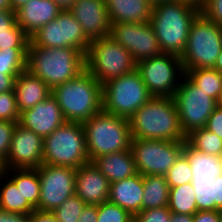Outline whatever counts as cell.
Returning <instances> with one entry per match:
<instances>
[{
  "label": "cell",
  "instance_id": "obj_1",
  "mask_svg": "<svg viewBox=\"0 0 222 222\" xmlns=\"http://www.w3.org/2000/svg\"><path fill=\"white\" fill-rule=\"evenodd\" d=\"M132 139L186 142L173 97L153 96L130 118Z\"/></svg>",
  "mask_w": 222,
  "mask_h": 222
},
{
  "label": "cell",
  "instance_id": "obj_2",
  "mask_svg": "<svg viewBox=\"0 0 222 222\" xmlns=\"http://www.w3.org/2000/svg\"><path fill=\"white\" fill-rule=\"evenodd\" d=\"M201 9L185 1L153 5L150 24L162 53L183 54L192 22Z\"/></svg>",
  "mask_w": 222,
  "mask_h": 222
},
{
  "label": "cell",
  "instance_id": "obj_3",
  "mask_svg": "<svg viewBox=\"0 0 222 222\" xmlns=\"http://www.w3.org/2000/svg\"><path fill=\"white\" fill-rule=\"evenodd\" d=\"M26 69L53 89L77 77L86 69L85 54L68 47L45 48L29 45Z\"/></svg>",
  "mask_w": 222,
  "mask_h": 222
},
{
  "label": "cell",
  "instance_id": "obj_4",
  "mask_svg": "<svg viewBox=\"0 0 222 222\" xmlns=\"http://www.w3.org/2000/svg\"><path fill=\"white\" fill-rule=\"evenodd\" d=\"M52 95L67 122L83 124L102 111V85L87 69L77 77L54 87Z\"/></svg>",
  "mask_w": 222,
  "mask_h": 222
},
{
  "label": "cell",
  "instance_id": "obj_5",
  "mask_svg": "<svg viewBox=\"0 0 222 222\" xmlns=\"http://www.w3.org/2000/svg\"><path fill=\"white\" fill-rule=\"evenodd\" d=\"M83 127L90 162L104 154L130 149L132 138L129 119L102 110L86 120Z\"/></svg>",
  "mask_w": 222,
  "mask_h": 222
},
{
  "label": "cell",
  "instance_id": "obj_6",
  "mask_svg": "<svg viewBox=\"0 0 222 222\" xmlns=\"http://www.w3.org/2000/svg\"><path fill=\"white\" fill-rule=\"evenodd\" d=\"M222 50V28L200 12L191 24L180 59L183 70L213 68Z\"/></svg>",
  "mask_w": 222,
  "mask_h": 222
},
{
  "label": "cell",
  "instance_id": "obj_7",
  "mask_svg": "<svg viewBox=\"0 0 222 222\" xmlns=\"http://www.w3.org/2000/svg\"><path fill=\"white\" fill-rule=\"evenodd\" d=\"M43 164L74 169L90 162L83 124L65 122L43 139Z\"/></svg>",
  "mask_w": 222,
  "mask_h": 222
},
{
  "label": "cell",
  "instance_id": "obj_8",
  "mask_svg": "<svg viewBox=\"0 0 222 222\" xmlns=\"http://www.w3.org/2000/svg\"><path fill=\"white\" fill-rule=\"evenodd\" d=\"M86 69L101 84L136 70L137 63L111 36L92 40L85 55Z\"/></svg>",
  "mask_w": 222,
  "mask_h": 222
},
{
  "label": "cell",
  "instance_id": "obj_9",
  "mask_svg": "<svg viewBox=\"0 0 222 222\" xmlns=\"http://www.w3.org/2000/svg\"><path fill=\"white\" fill-rule=\"evenodd\" d=\"M102 110L129 119L153 96L143 82L140 73H131L112 79L102 85Z\"/></svg>",
  "mask_w": 222,
  "mask_h": 222
},
{
  "label": "cell",
  "instance_id": "obj_10",
  "mask_svg": "<svg viewBox=\"0 0 222 222\" xmlns=\"http://www.w3.org/2000/svg\"><path fill=\"white\" fill-rule=\"evenodd\" d=\"M173 99L179 113L180 125L185 136L204 128L219 102L200 90L185 74Z\"/></svg>",
  "mask_w": 222,
  "mask_h": 222
},
{
  "label": "cell",
  "instance_id": "obj_11",
  "mask_svg": "<svg viewBox=\"0 0 222 222\" xmlns=\"http://www.w3.org/2000/svg\"><path fill=\"white\" fill-rule=\"evenodd\" d=\"M186 142L131 139L130 150L142 176L165 175L182 153Z\"/></svg>",
  "mask_w": 222,
  "mask_h": 222
},
{
  "label": "cell",
  "instance_id": "obj_12",
  "mask_svg": "<svg viewBox=\"0 0 222 222\" xmlns=\"http://www.w3.org/2000/svg\"><path fill=\"white\" fill-rule=\"evenodd\" d=\"M136 70L150 94L156 97H173L180 83L178 81L185 74L180 56L171 53H161L140 61Z\"/></svg>",
  "mask_w": 222,
  "mask_h": 222
},
{
  "label": "cell",
  "instance_id": "obj_13",
  "mask_svg": "<svg viewBox=\"0 0 222 222\" xmlns=\"http://www.w3.org/2000/svg\"><path fill=\"white\" fill-rule=\"evenodd\" d=\"M90 42L82 26L69 10H63L56 19L44 25L30 37L29 45L45 48H74L86 55Z\"/></svg>",
  "mask_w": 222,
  "mask_h": 222
},
{
  "label": "cell",
  "instance_id": "obj_14",
  "mask_svg": "<svg viewBox=\"0 0 222 222\" xmlns=\"http://www.w3.org/2000/svg\"><path fill=\"white\" fill-rule=\"evenodd\" d=\"M38 170L40 201L36 210L52 212L75 194L76 169L42 164Z\"/></svg>",
  "mask_w": 222,
  "mask_h": 222
},
{
  "label": "cell",
  "instance_id": "obj_15",
  "mask_svg": "<svg viewBox=\"0 0 222 222\" xmlns=\"http://www.w3.org/2000/svg\"><path fill=\"white\" fill-rule=\"evenodd\" d=\"M110 36L130 52L136 63L162 53L149 22L112 24Z\"/></svg>",
  "mask_w": 222,
  "mask_h": 222
},
{
  "label": "cell",
  "instance_id": "obj_16",
  "mask_svg": "<svg viewBox=\"0 0 222 222\" xmlns=\"http://www.w3.org/2000/svg\"><path fill=\"white\" fill-rule=\"evenodd\" d=\"M43 139L17 123L5 165L7 169H36L43 164Z\"/></svg>",
  "mask_w": 222,
  "mask_h": 222
},
{
  "label": "cell",
  "instance_id": "obj_17",
  "mask_svg": "<svg viewBox=\"0 0 222 222\" xmlns=\"http://www.w3.org/2000/svg\"><path fill=\"white\" fill-rule=\"evenodd\" d=\"M69 12L90 41L110 36L112 24L105 0H76Z\"/></svg>",
  "mask_w": 222,
  "mask_h": 222
},
{
  "label": "cell",
  "instance_id": "obj_18",
  "mask_svg": "<svg viewBox=\"0 0 222 222\" xmlns=\"http://www.w3.org/2000/svg\"><path fill=\"white\" fill-rule=\"evenodd\" d=\"M65 122L59 104L51 94L33 108L21 112L18 124L44 139Z\"/></svg>",
  "mask_w": 222,
  "mask_h": 222
},
{
  "label": "cell",
  "instance_id": "obj_19",
  "mask_svg": "<svg viewBox=\"0 0 222 222\" xmlns=\"http://www.w3.org/2000/svg\"><path fill=\"white\" fill-rule=\"evenodd\" d=\"M109 192V180L92 162L76 169L75 194L86 204L100 205L108 201Z\"/></svg>",
  "mask_w": 222,
  "mask_h": 222
},
{
  "label": "cell",
  "instance_id": "obj_20",
  "mask_svg": "<svg viewBox=\"0 0 222 222\" xmlns=\"http://www.w3.org/2000/svg\"><path fill=\"white\" fill-rule=\"evenodd\" d=\"M63 10L52 0H30L16 12L17 24L31 37Z\"/></svg>",
  "mask_w": 222,
  "mask_h": 222
},
{
  "label": "cell",
  "instance_id": "obj_21",
  "mask_svg": "<svg viewBox=\"0 0 222 222\" xmlns=\"http://www.w3.org/2000/svg\"><path fill=\"white\" fill-rule=\"evenodd\" d=\"M143 193V176L137 173L126 179L110 183L108 201L134 216L142 210Z\"/></svg>",
  "mask_w": 222,
  "mask_h": 222
},
{
  "label": "cell",
  "instance_id": "obj_22",
  "mask_svg": "<svg viewBox=\"0 0 222 222\" xmlns=\"http://www.w3.org/2000/svg\"><path fill=\"white\" fill-rule=\"evenodd\" d=\"M17 108L24 112L52 94V89L39 77L25 69L16 78L14 87Z\"/></svg>",
  "mask_w": 222,
  "mask_h": 222
},
{
  "label": "cell",
  "instance_id": "obj_23",
  "mask_svg": "<svg viewBox=\"0 0 222 222\" xmlns=\"http://www.w3.org/2000/svg\"><path fill=\"white\" fill-rule=\"evenodd\" d=\"M111 24L150 22V0H105Z\"/></svg>",
  "mask_w": 222,
  "mask_h": 222
},
{
  "label": "cell",
  "instance_id": "obj_24",
  "mask_svg": "<svg viewBox=\"0 0 222 222\" xmlns=\"http://www.w3.org/2000/svg\"><path fill=\"white\" fill-rule=\"evenodd\" d=\"M92 163L105 175L110 183L126 179L138 173L130 149L104 154L95 158Z\"/></svg>",
  "mask_w": 222,
  "mask_h": 222
},
{
  "label": "cell",
  "instance_id": "obj_25",
  "mask_svg": "<svg viewBox=\"0 0 222 222\" xmlns=\"http://www.w3.org/2000/svg\"><path fill=\"white\" fill-rule=\"evenodd\" d=\"M182 153L187 157L193 173L192 181L212 182L222 174V157L207 155L190 148L186 143Z\"/></svg>",
  "mask_w": 222,
  "mask_h": 222
},
{
  "label": "cell",
  "instance_id": "obj_26",
  "mask_svg": "<svg viewBox=\"0 0 222 222\" xmlns=\"http://www.w3.org/2000/svg\"><path fill=\"white\" fill-rule=\"evenodd\" d=\"M142 210L168 206L170 187L164 175L143 176Z\"/></svg>",
  "mask_w": 222,
  "mask_h": 222
},
{
  "label": "cell",
  "instance_id": "obj_27",
  "mask_svg": "<svg viewBox=\"0 0 222 222\" xmlns=\"http://www.w3.org/2000/svg\"><path fill=\"white\" fill-rule=\"evenodd\" d=\"M9 169L6 170V175L3 179H6L0 188V208L11 212L25 216H29L35 208L23 198L20 189H17L15 183L8 177L10 176ZM7 176V178H5Z\"/></svg>",
  "mask_w": 222,
  "mask_h": 222
},
{
  "label": "cell",
  "instance_id": "obj_28",
  "mask_svg": "<svg viewBox=\"0 0 222 222\" xmlns=\"http://www.w3.org/2000/svg\"><path fill=\"white\" fill-rule=\"evenodd\" d=\"M11 180L15 183L17 189L35 209L39 205L40 201V180L37 169L29 168H14L9 169ZM13 177V178H12Z\"/></svg>",
  "mask_w": 222,
  "mask_h": 222
},
{
  "label": "cell",
  "instance_id": "obj_29",
  "mask_svg": "<svg viewBox=\"0 0 222 222\" xmlns=\"http://www.w3.org/2000/svg\"><path fill=\"white\" fill-rule=\"evenodd\" d=\"M185 75L200 90L219 102L222 96V74L214 68L184 70Z\"/></svg>",
  "mask_w": 222,
  "mask_h": 222
},
{
  "label": "cell",
  "instance_id": "obj_30",
  "mask_svg": "<svg viewBox=\"0 0 222 222\" xmlns=\"http://www.w3.org/2000/svg\"><path fill=\"white\" fill-rule=\"evenodd\" d=\"M186 144L198 152L222 157V139L205 127L188 134Z\"/></svg>",
  "mask_w": 222,
  "mask_h": 222
},
{
  "label": "cell",
  "instance_id": "obj_31",
  "mask_svg": "<svg viewBox=\"0 0 222 222\" xmlns=\"http://www.w3.org/2000/svg\"><path fill=\"white\" fill-rule=\"evenodd\" d=\"M169 210L173 213L194 215L198 210L192 183L170 188Z\"/></svg>",
  "mask_w": 222,
  "mask_h": 222
},
{
  "label": "cell",
  "instance_id": "obj_32",
  "mask_svg": "<svg viewBox=\"0 0 222 222\" xmlns=\"http://www.w3.org/2000/svg\"><path fill=\"white\" fill-rule=\"evenodd\" d=\"M28 49H0V72L19 76L27 68Z\"/></svg>",
  "mask_w": 222,
  "mask_h": 222
},
{
  "label": "cell",
  "instance_id": "obj_33",
  "mask_svg": "<svg viewBox=\"0 0 222 222\" xmlns=\"http://www.w3.org/2000/svg\"><path fill=\"white\" fill-rule=\"evenodd\" d=\"M164 176L170 188L191 183L193 173L187 157L181 153Z\"/></svg>",
  "mask_w": 222,
  "mask_h": 222
},
{
  "label": "cell",
  "instance_id": "obj_34",
  "mask_svg": "<svg viewBox=\"0 0 222 222\" xmlns=\"http://www.w3.org/2000/svg\"><path fill=\"white\" fill-rule=\"evenodd\" d=\"M86 203L76 194L69 197L52 213L58 222H78Z\"/></svg>",
  "mask_w": 222,
  "mask_h": 222
},
{
  "label": "cell",
  "instance_id": "obj_35",
  "mask_svg": "<svg viewBox=\"0 0 222 222\" xmlns=\"http://www.w3.org/2000/svg\"><path fill=\"white\" fill-rule=\"evenodd\" d=\"M30 37L16 24L11 30H0V49H28Z\"/></svg>",
  "mask_w": 222,
  "mask_h": 222
},
{
  "label": "cell",
  "instance_id": "obj_36",
  "mask_svg": "<svg viewBox=\"0 0 222 222\" xmlns=\"http://www.w3.org/2000/svg\"><path fill=\"white\" fill-rule=\"evenodd\" d=\"M97 222H133V216L120 206L103 202L98 205Z\"/></svg>",
  "mask_w": 222,
  "mask_h": 222
},
{
  "label": "cell",
  "instance_id": "obj_37",
  "mask_svg": "<svg viewBox=\"0 0 222 222\" xmlns=\"http://www.w3.org/2000/svg\"><path fill=\"white\" fill-rule=\"evenodd\" d=\"M196 194V206L198 211H214L212 182L192 181Z\"/></svg>",
  "mask_w": 222,
  "mask_h": 222
},
{
  "label": "cell",
  "instance_id": "obj_38",
  "mask_svg": "<svg viewBox=\"0 0 222 222\" xmlns=\"http://www.w3.org/2000/svg\"><path fill=\"white\" fill-rule=\"evenodd\" d=\"M19 117L14 91L0 93V121L18 122Z\"/></svg>",
  "mask_w": 222,
  "mask_h": 222
},
{
  "label": "cell",
  "instance_id": "obj_39",
  "mask_svg": "<svg viewBox=\"0 0 222 222\" xmlns=\"http://www.w3.org/2000/svg\"><path fill=\"white\" fill-rule=\"evenodd\" d=\"M171 213L168 206L145 209L133 216V222H170Z\"/></svg>",
  "mask_w": 222,
  "mask_h": 222
},
{
  "label": "cell",
  "instance_id": "obj_40",
  "mask_svg": "<svg viewBox=\"0 0 222 222\" xmlns=\"http://www.w3.org/2000/svg\"><path fill=\"white\" fill-rule=\"evenodd\" d=\"M18 122L0 121V158L6 161L13 133Z\"/></svg>",
  "mask_w": 222,
  "mask_h": 222
},
{
  "label": "cell",
  "instance_id": "obj_41",
  "mask_svg": "<svg viewBox=\"0 0 222 222\" xmlns=\"http://www.w3.org/2000/svg\"><path fill=\"white\" fill-rule=\"evenodd\" d=\"M201 12L222 28V0H206Z\"/></svg>",
  "mask_w": 222,
  "mask_h": 222
},
{
  "label": "cell",
  "instance_id": "obj_42",
  "mask_svg": "<svg viewBox=\"0 0 222 222\" xmlns=\"http://www.w3.org/2000/svg\"><path fill=\"white\" fill-rule=\"evenodd\" d=\"M205 128L222 139V105L218 104L216 109L212 112Z\"/></svg>",
  "mask_w": 222,
  "mask_h": 222
},
{
  "label": "cell",
  "instance_id": "obj_43",
  "mask_svg": "<svg viewBox=\"0 0 222 222\" xmlns=\"http://www.w3.org/2000/svg\"><path fill=\"white\" fill-rule=\"evenodd\" d=\"M214 211L222 210V174L212 180Z\"/></svg>",
  "mask_w": 222,
  "mask_h": 222
},
{
  "label": "cell",
  "instance_id": "obj_44",
  "mask_svg": "<svg viewBox=\"0 0 222 222\" xmlns=\"http://www.w3.org/2000/svg\"><path fill=\"white\" fill-rule=\"evenodd\" d=\"M193 222H222L221 211H197Z\"/></svg>",
  "mask_w": 222,
  "mask_h": 222
},
{
  "label": "cell",
  "instance_id": "obj_45",
  "mask_svg": "<svg viewBox=\"0 0 222 222\" xmlns=\"http://www.w3.org/2000/svg\"><path fill=\"white\" fill-rule=\"evenodd\" d=\"M16 24V13L0 9V30H11Z\"/></svg>",
  "mask_w": 222,
  "mask_h": 222
},
{
  "label": "cell",
  "instance_id": "obj_46",
  "mask_svg": "<svg viewBox=\"0 0 222 222\" xmlns=\"http://www.w3.org/2000/svg\"><path fill=\"white\" fill-rule=\"evenodd\" d=\"M98 216V205H89L86 204L78 222H97Z\"/></svg>",
  "mask_w": 222,
  "mask_h": 222
},
{
  "label": "cell",
  "instance_id": "obj_47",
  "mask_svg": "<svg viewBox=\"0 0 222 222\" xmlns=\"http://www.w3.org/2000/svg\"><path fill=\"white\" fill-rule=\"evenodd\" d=\"M31 222H58L52 212L34 210L30 215Z\"/></svg>",
  "mask_w": 222,
  "mask_h": 222
},
{
  "label": "cell",
  "instance_id": "obj_48",
  "mask_svg": "<svg viewBox=\"0 0 222 222\" xmlns=\"http://www.w3.org/2000/svg\"><path fill=\"white\" fill-rule=\"evenodd\" d=\"M18 76H11L0 72V93L14 91L15 81Z\"/></svg>",
  "mask_w": 222,
  "mask_h": 222
},
{
  "label": "cell",
  "instance_id": "obj_49",
  "mask_svg": "<svg viewBox=\"0 0 222 222\" xmlns=\"http://www.w3.org/2000/svg\"><path fill=\"white\" fill-rule=\"evenodd\" d=\"M170 222H193V215L172 212Z\"/></svg>",
  "mask_w": 222,
  "mask_h": 222
},
{
  "label": "cell",
  "instance_id": "obj_50",
  "mask_svg": "<svg viewBox=\"0 0 222 222\" xmlns=\"http://www.w3.org/2000/svg\"><path fill=\"white\" fill-rule=\"evenodd\" d=\"M0 222H15V213L0 208Z\"/></svg>",
  "mask_w": 222,
  "mask_h": 222
},
{
  "label": "cell",
  "instance_id": "obj_51",
  "mask_svg": "<svg viewBox=\"0 0 222 222\" xmlns=\"http://www.w3.org/2000/svg\"><path fill=\"white\" fill-rule=\"evenodd\" d=\"M62 10H69L76 0H52Z\"/></svg>",
  "mask_w": 222,
  "mask_h": 222
},
{
  "label": "cell",
  "instance_id": "obj_52",
  "mask_svg": "<svg viewBox=\"0 0 222 222\" xmlns=\"http://www.w3.org/2000/svg\"><path fill=\"white\" fill-rule=\"evenodd\" d=\"M30 0H11L12 11L16 13L20 8H22Z\"/></svg>",
  "mask_w": 222,
  "mask_h": 222
},
{
  "label": "cell",
  "instance_id": "obj_53",
  "mask_svg": "<svg viewBox=\"0 0 222 222\" xmlns=\"http://www.w3.org/2000/svg\"><path fill=\"white\" fill-rule=\"evenodd\" d=\"M0 9L3 11H12L11 0H0Z\"/></svg>",
  "mask_w": 222,
  "mask_h": 222
},
{
  "label": "cell",
  "instance_id": "obj_54",
  "mask_svg": "<svg viewBox=\"0 0 222 222\" xmlns=\"http://www.w3.org/2000/svg\"><path fill=\"white\" fill-rule=\"evenodd\" d=\"M180 1H185V2H188L198 8H202V6L205 4V1L206 0H180Z\"/></svg>",
  "mask_w": 222,
  "mask_h": 222
},
{
  "label": "cell",
  "instance_id": "obj_55",
  "mask_svg": "<svg viewBox=\"0 0 222 222\" xmlns=\"http://www.w3.org/2000/svg\"><path fill=\"white\" fill-rule=\"evenodd\" d=\"M217 71H219L222 74V50L220 52V55L218 56L215 66L213 67Z\"/></svg>",
  "mask_w": 222,
  "mask_h": 222
},
{
  "label": "cell",
  "instance_id": "obj_56",
  "mask_svg": "<svg viewBox=\"0 0 222 222\" xmlns=\"http://www.w3.org/2000/svg\"><path fill=\"white\" fill-rule=\"evenodd\" d=\"M6 165H5V161L3 159L0 158V183H1V179H3V176L6 175Z\"/></svg>",
  "mask_w": 222,
  "mask_h": 222
},
{
  "label": "cell",
  "instance_id": "obj_57",
  "mask_svg": "<svg viewBox=\"0 0 222 222\" xmlns=\"http://www.w3.org/2000/svg\"><path fill=\"white\" fill-rule=\"evenodd\" d=\"M15 222H31L29 216L15 213Z\"/></svg>",
  "mask_w": 222,
  "mask_h": 222
},
{
  "label": "cell",
  "instance_id": "obj_58",
  "mask_svg": "<svg viewBox=\"0 0 222 222\" xmlns=\"http://www.w3.org/2000/svg\"><path fill=\"white\" fill-rule=\"evenodd\" d=\"M172 1H177V0H150V2L152 3V5L161 3V2H172Z\"/></svg>",
  "mask_w": 222,
  "mask_h": 222
},
{
  "label": "cell",
  "instance_id": "obj_59",
  "mask_svg": "<svg viewBox=\"0 0 222 222\" xmlns=\"http://www.w3.org/2000/svg\"><path fill=\"white\" fill-rule=\"evenodd\" d=\"M219 104L222 105V96H221V98L219 100Z\"/></svg>",
  "mask_w": 222,
  "mask_h": 222
}]
</instances>
